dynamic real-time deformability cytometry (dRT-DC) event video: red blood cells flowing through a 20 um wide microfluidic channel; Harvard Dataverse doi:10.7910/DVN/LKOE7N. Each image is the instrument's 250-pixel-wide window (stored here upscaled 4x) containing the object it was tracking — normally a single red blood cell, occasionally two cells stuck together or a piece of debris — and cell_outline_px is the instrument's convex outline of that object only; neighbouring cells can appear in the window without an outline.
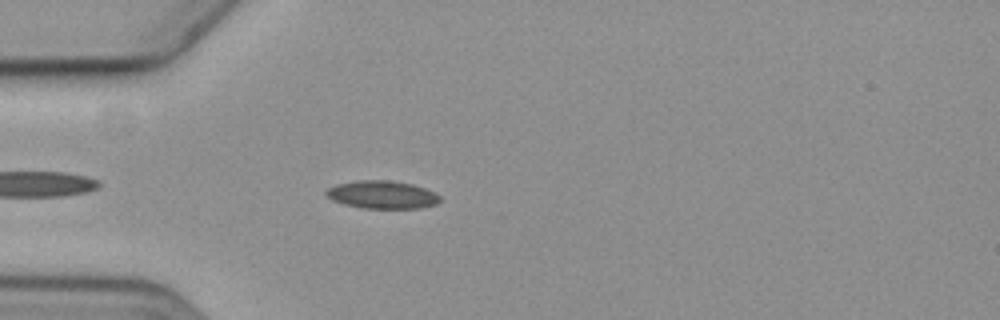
{"species": "common noctule bat (a hibernating species)", "species_latin": "Nyctalus noctula", "temperature_condition": "cold", "stored_images_in_passage": 4, "camera_frame_rate_fps": 3000, "um_per_image_px": 0.085, "animal": {"sex": "female", "body_mass_g": 19.3, "forearm_length_mm": 54.1}, "frame": {"image": 1, "passage_image": 3, "time_ms": 2.333, "image_size_px": [1000, 320], "cell_outline_px": [[440, 200], [436, 204], [420, 208], [360, 208], [344, 204], [332, 200], [324, 196], [324, 192], [328, 188], [336, 184], [356, 180], [388, 180], [412, 184], [436, 192], [440, 196]], "centroid_in_image_um": [32.45, 16.54], "position_along_channel_um": 52.6, "area_um2": 18.67}}